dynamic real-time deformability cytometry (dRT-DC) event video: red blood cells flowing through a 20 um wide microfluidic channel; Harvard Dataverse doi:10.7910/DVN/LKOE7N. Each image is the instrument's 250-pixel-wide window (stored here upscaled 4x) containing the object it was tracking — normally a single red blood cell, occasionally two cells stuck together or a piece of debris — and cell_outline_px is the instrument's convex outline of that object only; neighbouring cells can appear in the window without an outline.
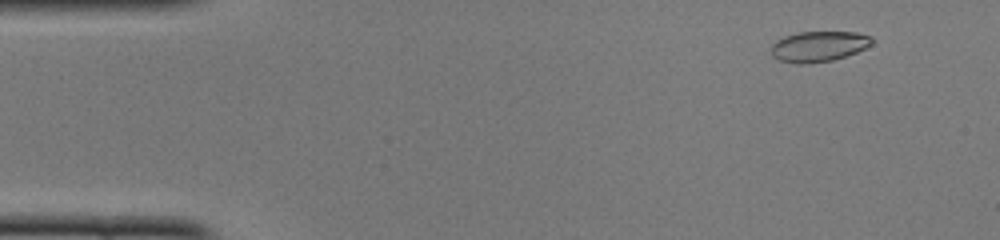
{"species": "common noctule bat (a hibernating species)", "species_latin": "Nyctalus noctula", "temperature_condition": "cold", "stored_images_in_passage": 48, "camera_frame_rate_fps": 3000, "um_per_image_px": 0.085, "animal": {"sex": "female", "body_mass_g": 22.0, "forearm_length_mm": 56.7}, "frame": {"image": 1, "passage_image": 4, "time_ms": 1.0, "image_size_px": [1000, 240], "cell_outline_px": [[872, 44], [856, 52], [832, 60], [808, 64], [796, 64], [780, 60], [772, 56], [772, 44], [776, 40], [784, 36], [800, 32], [856, 32], [872, 36]], "centroid_in_image_um": [69.57, 3.94], "position_along_channel_um": 15.4, "area_um2": 17.86}}
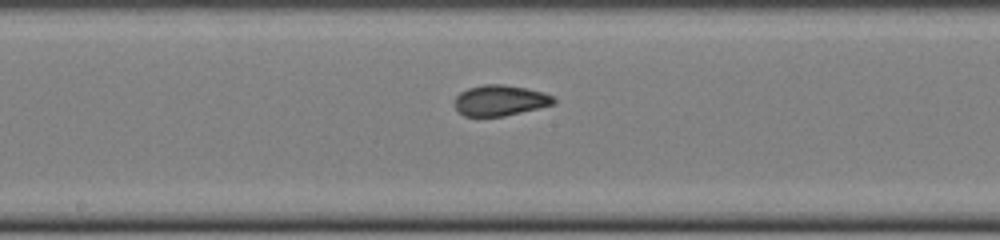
{"frame": {"image": 2, "passage_image": 25, "time_ms": 8.0, "image_size_px": [1000, 240], "cell_outline_px": [[556, 100], [552, 104], [504, 116], [464, 116], [456, 108], [456, 96], [460, 92], [468, 88], [484, 84], [504, 84], [544, 92], [556, 96]], "centroid_in_image_um": [42.52, 8.52], "position_along_channel_um": 205.7, "area_um2": 17.51}}
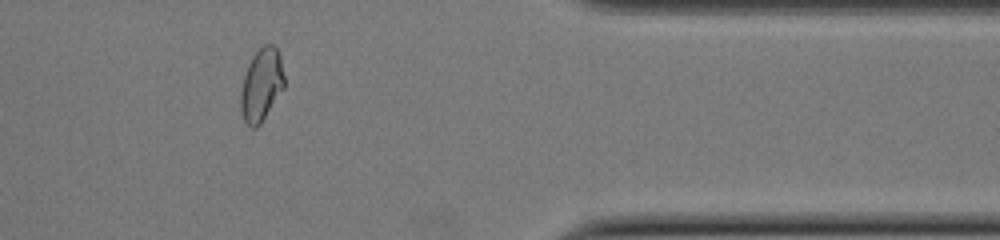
{"frame": {"image": 3, "passage_image": 40, "time_ms": 13.0, "image_size_px": [1000, 240], "cell_outline_px": [[284, 88], [260, 124], [256, 128], [252, 128], [244, 120], [240, 108], [240, 92], [244, 76], [248, 64], [252, 56], [264, 44], [272, 44], [276, 48], [280, 56], [284, 76]], "centroid_in_image_um": [22.21, 7.21], "position_along_channel_um": 389.2, "area_um2": 18.38}, "authors_computed_cell_mechanics": {"area_um2": 18.1203, "velocity_mm_per_s": 4.0934, "shape_relaxation_time_tau1_ms": 10.6685, "shape_relaxation_time_tau2_ms": 1.026, "deformation_change_tau1": 0.2499, "deformation_change_tau2": 0.0466}}